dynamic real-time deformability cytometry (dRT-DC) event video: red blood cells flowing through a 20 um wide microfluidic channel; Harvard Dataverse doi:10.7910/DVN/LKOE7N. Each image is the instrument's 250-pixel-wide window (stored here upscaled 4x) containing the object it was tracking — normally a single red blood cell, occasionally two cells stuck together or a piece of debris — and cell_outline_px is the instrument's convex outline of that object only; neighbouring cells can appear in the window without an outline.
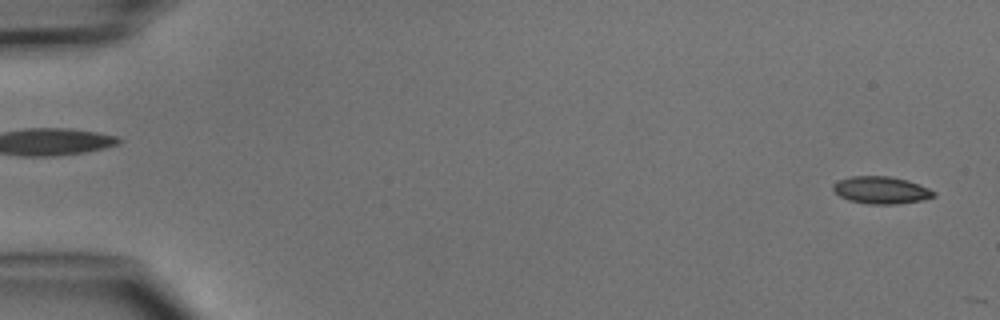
{"species": "common noctule bat (a hibernating species)", "species_latin": "Nyctalus noctula", "temperature_condition": "cold", "stored_images_in_passage": 5, "segment_of_instrument_passage": [2, 2], "camera_frame_rate_fps": 3000, "um_per_image_px": 0.085, "animal": {"sex": "male", "body_mass_g": 15.6}, "frame": {"image": 1, "passage_image": 5, "time_ms": 4.667, "image_size_px": [1000, 320], "cell_outline_px": [[936, 196], [924, 200], [896, 204], [868, 204], [848, 200], [840, 196], [832, 188], [832, 184], [840, 180], [852, 176], [888, 176], [908, 180], [928, 188], [936, 192]], "centroid_in_image_um": [74.92, 16.16], "position_along_channel_um": 10.1, "area_um2": 16.01}}